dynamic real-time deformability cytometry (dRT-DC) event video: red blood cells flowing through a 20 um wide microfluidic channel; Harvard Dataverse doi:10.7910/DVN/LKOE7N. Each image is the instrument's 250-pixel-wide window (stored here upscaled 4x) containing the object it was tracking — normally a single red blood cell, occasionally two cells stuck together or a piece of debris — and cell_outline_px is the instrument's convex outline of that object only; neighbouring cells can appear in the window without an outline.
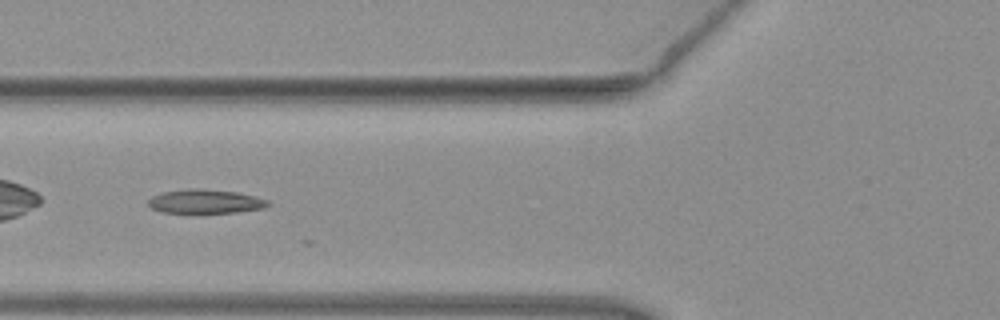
{"species": "common noctule bat (a hibernating species)", "species_latin": "Nyctalus noctula", "temperature_condition": "warm", "stored_images_in_passage": 11, "camera_frame_rate_fps": 3000, "um_per_image_px": 0.085, "animal": {"sex": "female", "body_mass_g": 19.3, "forearm_length_mm": 54.1}, "frame": {"image": 1, "passage_image": 4, "time_ms": 1.0, "image_size_px": [1000, 320], "cell_outline_px": [[272, 204], [264, 208], [236, 212], [160, 212], [152, 208], [148, 204], [148, 200], [152, 196], [164, 192], [188, 188], [196, 188], [236, 192], [256, 196], [268, 200]], "centroid_in_image_um": [17.48, 17.11], "position_along_channel_um": 108.3, "area_um2": 16.59}}
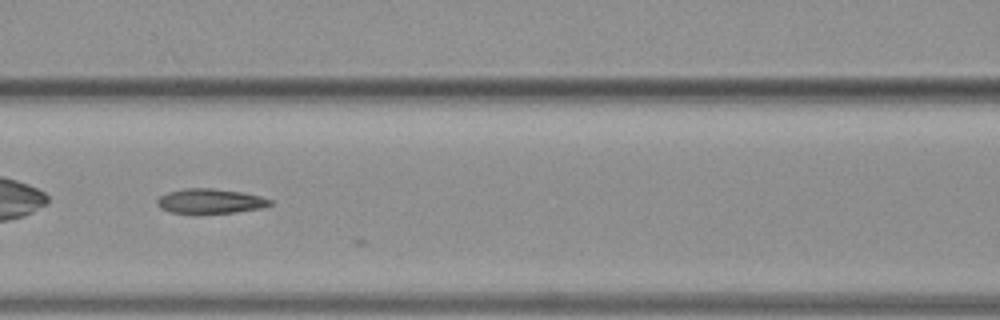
{"frame": {"image": 2, "passage_image": 7, "time_ms": 2.0, "image_size_px": [1000, 320], "cell_outline_px": [[272, 204], [264, 208], [236, 212], [196, 216], [192, 216], [168, 212], [160, 208], [156, 204], [156, 200], [160, 196], [168, 192], [184, 188], [212, 188], [240, 192], [260, 196], [272, 200]], "centroid_in_image_um": [17.81, 17.15], "position_along_channel_um": 148.8, "area_um2": 17.11}}
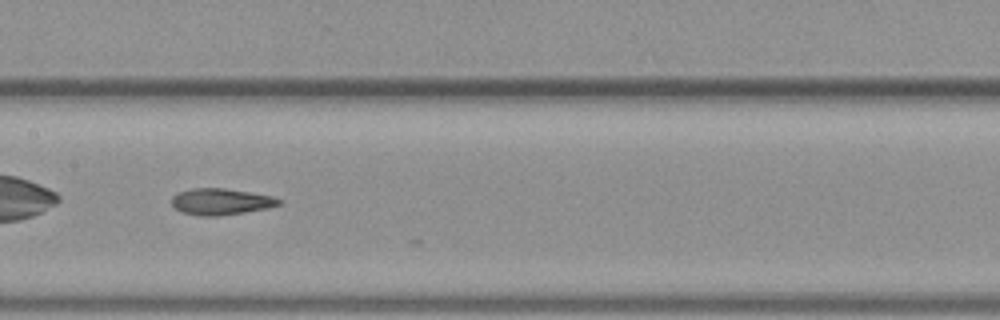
{"frame": {"image": 3, "passage_image": 10, "time_ms": 3.0, "image_size_px": [1000, 320], "cell_outline_px": [[284, 204], [268, 208], [244, 212], [216, 216], [200, 216], [180, 212], [172, 204], [172, 196], [176, 192], [192, 188], [224, 188], [272, 196], [284, 200]], "centroid_in_image_um": [18.79, 17.14], "position_along_channel_um": 188.6, "area_um2": 16.65}}